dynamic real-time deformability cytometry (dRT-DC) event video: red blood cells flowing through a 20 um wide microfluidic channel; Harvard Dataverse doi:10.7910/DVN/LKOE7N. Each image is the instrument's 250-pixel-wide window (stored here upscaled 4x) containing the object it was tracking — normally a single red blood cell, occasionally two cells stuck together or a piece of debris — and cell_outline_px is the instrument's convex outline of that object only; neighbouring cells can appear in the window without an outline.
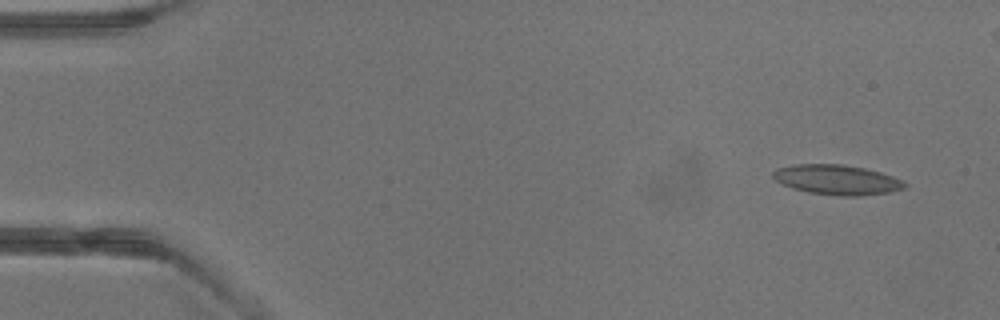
{"species": "common noctule bat (a hibernating species)", "species_latin": "Nyctalus noctula", "temperature_condition": "warm", "stored_images_in_passage": 3, "segment_of_instrument_passage": [2, 2], "camera_frame_rate_fps": 3000, "um_per_image_px": 0.085, "animal": {"sex": "male", "body_mass_g": 13.3}, "frame": {"image": 1, "passage_image": 3, "time_ms": 2.333, "image_size_px": [1000, 320], "cell_outline_px": [[908, 184], [904, 188], [888, 192], [860, 196], [840, 196], [808, 192], [792, 188], [776, 180], [772, 176], [772, 172], [776, 168], [796, 164], [840, 164], [864, 168], [880, 172], [892, 176]], "centroid_in_image_um": [71.12, 15.28], "position_along_channel_um": 13.9, "area_um2": 22.77}}